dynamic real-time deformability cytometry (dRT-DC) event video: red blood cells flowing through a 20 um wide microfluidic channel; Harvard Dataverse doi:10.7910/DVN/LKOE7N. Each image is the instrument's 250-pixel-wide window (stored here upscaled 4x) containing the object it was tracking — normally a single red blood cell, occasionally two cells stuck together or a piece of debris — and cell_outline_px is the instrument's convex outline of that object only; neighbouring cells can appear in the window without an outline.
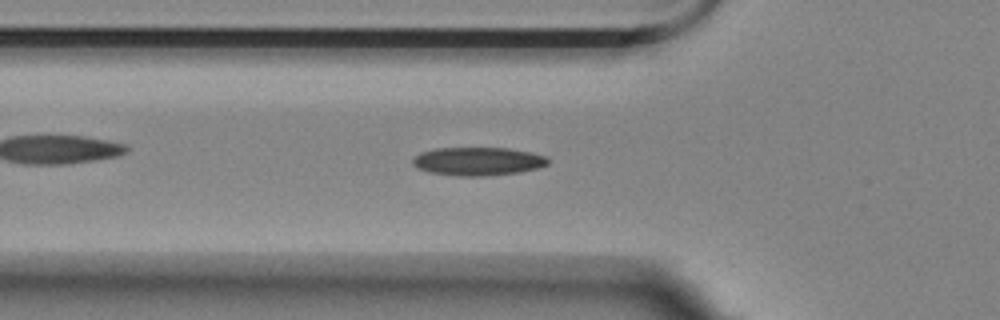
{"species": "Egyptian fruit bat (a non-hibernating species)", "species_latin": "Rousettus aegyptiacus", "temperature_condition": "room temperature", "stored_images_in_passage": 56, "camera_frame_rate_fps": 3000, "um_per_image_px": 0.085, "animal": {"sex": "female"}, "frame": {"image": 1, "passage_image": 18, "time_ms": 5.667, "image_size_px": [1000, 320], "cell_outline_px": [[548, 164], [536, 168], [520, 172], [484, 176], [460, 176], [432, 172], [416, 168], [412, 164], [412, 160], [420, 152], [436, 148], [508, 148], [532, 152], [544, 156], [548, 160]], "centroid_in_image_um": [40.61, 13.7], "position_along_channel_um": 85.2, "area_um2": 22.2}}
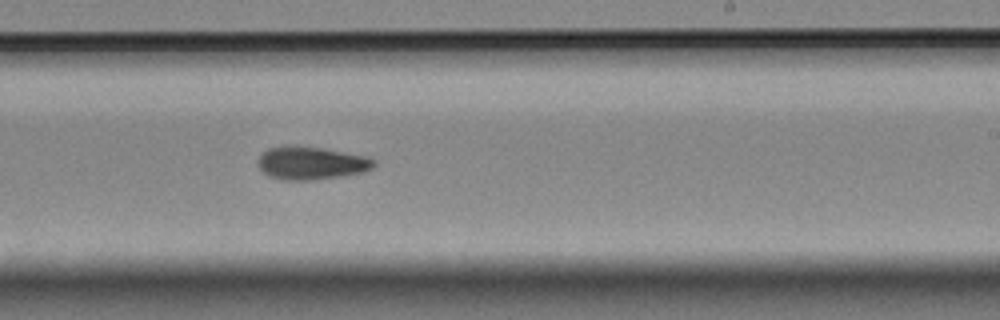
{"frame": {"image": 2, "passage_image": 33, "time_ms": 10.667, "image_size_px": [1000, 320], "cell_outline_px": [[376, 164], [372, 168], [364, 172], [340, 176], [312, 180], [284, 180], [268, 176], [260, 168], [260, 156], [268, 148], [284, 144], [300, 144], [324, 148], [364, 156], [376, 160]], "centroid_in_image_um": [26.45, 13.83], "position_along_channel_um": 262.5, "area_um2": 22.48}}
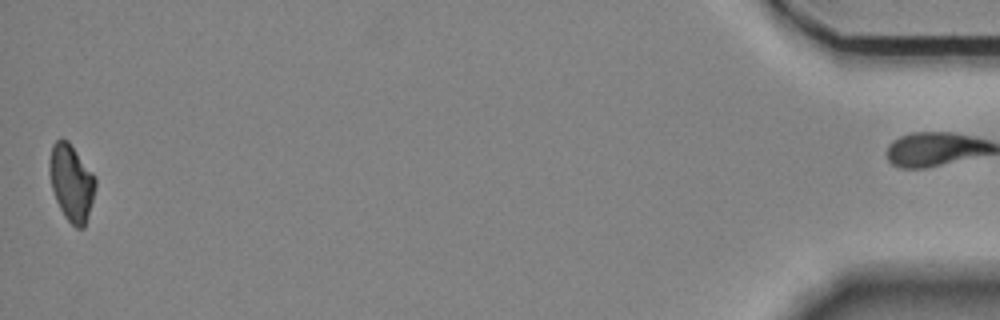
{"frame": {"image": 3, "passage_image": 55, "time_ms": 18.0, "image_size_px": [1000, 320], "cell_outline_px": [[96, 184], [88, 216], [84, 228], [76, 228], [64, 216], [56, 200], [52, 188], [48, 172], [48, 164], [52, 144], [56, 140], [68, 140], [96, 176]], "centroid_in_image_um": [6.06, 15.5], "position_along_channel_um": 429.1, "area_um2": 20.58}, "authors_computed_cell_mechanics": {"area_um2": 21.2993, "velocity_mm_per_s": 3.5288, "shape_relaxation_time_tau1_ms": 5.9851, "shape_relaxation_time_tau2_ms": null, "deformation_change_tau1": 0.1397, "deformation_change_tau2": null}}